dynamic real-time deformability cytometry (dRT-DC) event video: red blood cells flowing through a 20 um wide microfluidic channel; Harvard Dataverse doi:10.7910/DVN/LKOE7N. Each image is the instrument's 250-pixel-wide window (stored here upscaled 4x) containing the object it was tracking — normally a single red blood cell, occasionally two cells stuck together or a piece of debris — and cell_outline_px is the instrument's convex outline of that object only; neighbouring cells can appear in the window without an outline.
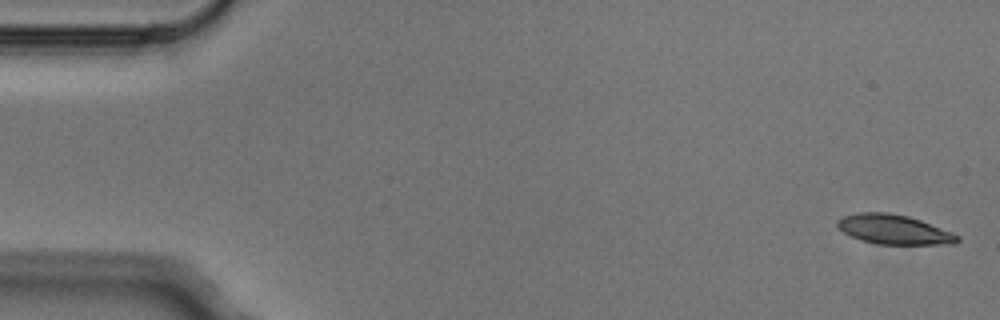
{"species": "Egyptian fruit bat (a non-hibernating species)", "species_latin": "Rousettus aegyptiacus", "temperature_condition": "cold", "stored_images_in_passage": 6, "camera_frame_rate_fps": 3000, "um_per_image_px": 0.085, "animal": {"sex": "male"}, "frame": {"image": 1, "passage_image": 1, "time_ms": 0.0, "image_size_px": [1000, 320], "cell_outline_px": [[960, 240], [956, 244], [876, 244], [860, 240], [844, 232], [836, 224], [836, 220], [844, 216], [860, 212], [888, 212], [908, 216], [920, 220], [952, 232], [960, 236]], "centroid_in_image_um": [76.0, 19.51], "position_along_channel_um": 9.0, "area_um2": 20.63}}
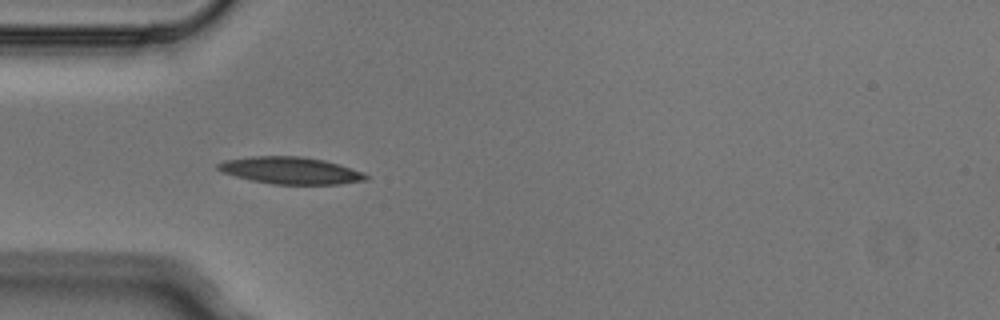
{"frame": {"image": 2, "passage_image": 5, "time_ms": 1.333, "image_size_px": [1000, 320], "cell_outline_px": [[368, 180], [340, 184], [272, 184], [252, 180], [220, 172], [216, 168], [216, 164], [224, 160], [252, 156], [300, 156], [324, 160], [360, 172], [368, 176]], "centroid_in_image_um": [24.63, 14.49], "position_along_channel_um": 60.4, "area_um2": 23.06}}
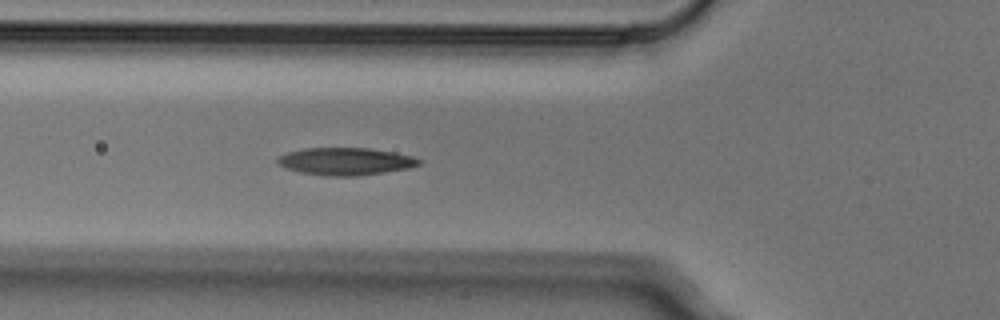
{"frame": {"image": 3, "passage_image": 6, "time_ms": 1.667, "image_size_px": [1000, 320], "cell_outline_px": [[420, 164], [408, 168], [384, 172], [356, 176], [328, 176], [300, 172], [288, 168], [280, 164], [276, 160], [280, 156], [288, 152], [304, 148], [368, 148], [396, 152], [412, 156], [420, 160]], "centroid_in_image_um": [29.39, 13.71], "position_along_channel_um": 96.4, "area_um2": 22.37}}